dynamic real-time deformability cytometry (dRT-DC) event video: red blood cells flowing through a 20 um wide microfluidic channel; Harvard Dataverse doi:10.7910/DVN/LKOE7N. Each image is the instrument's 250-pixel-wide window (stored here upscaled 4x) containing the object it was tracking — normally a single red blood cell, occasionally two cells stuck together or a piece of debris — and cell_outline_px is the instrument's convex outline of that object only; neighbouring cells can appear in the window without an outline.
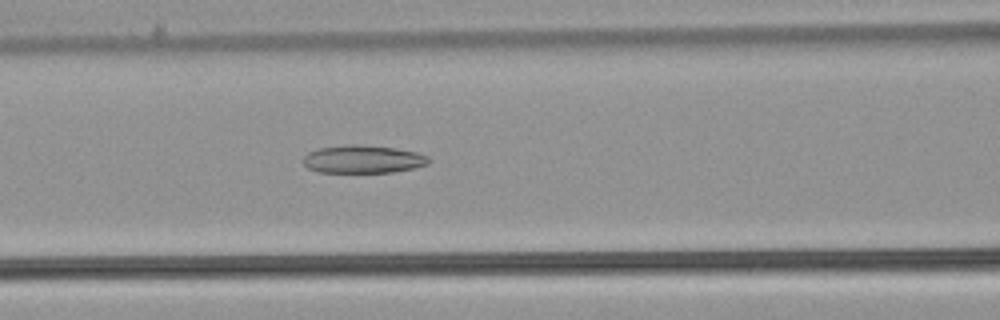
{"species": "common noctule bat (a hibernating species)", "species_latin": "Nyctalus noctula", "temperature_condition": "warm", "stored_images_in_passage": 53, "camera_frame_rate_fps": 3000, "um_per_image_px": 0.085, "animal": {"sex": "male", "body_mass_g": 21.5, "forearm_length_mm": 52.0}, "frame": {"image": 1, "passage_image": 23, "time_ms": 7.333, "image_size_px": [1000, 320], "cell_outline_px": [[432, 160], [428, 164], [412, 168], [392, 172], [320, 172], [308, 168], [304, 164], [304, 156], [308, 152], [320, 148], [352, 144], [356, 144], [396, 148], [416, 152], [428, 156]], "centroid_in_image_um": [30.88, 13.53], "position_along_channel_um": 135.7, "area_um2": 20.29}}
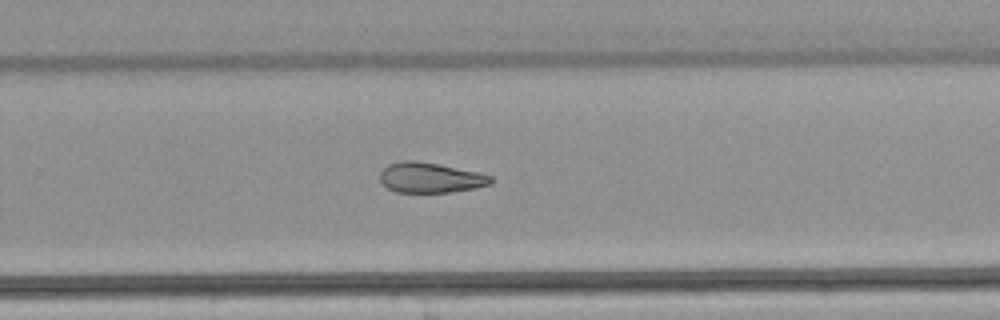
{"frame": {"image": 2, "passage_image": 35, "time_ms": 11.333, "image_size_px": [1000, 320], "cell_outline_px": [[492, 184], [476, 188], [452, 192], [396, 192], [388, 188], [380, 180], [380, 172], [388, 164], [400, 160], [416, 160], [480, 172], [492, 176]], "centroid_in_image_um": [36.6, 15.09], "position_along_channel_um": 293.2, "area_um2": 19.65}}
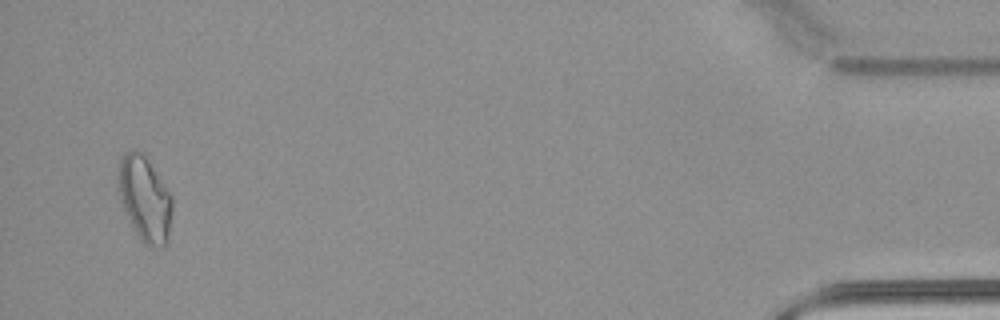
{"frame": {"image": 3, "passage_image": 51, "time_ms": 16.667, "image_size_px": [1000, 320], "cell_outline_px": [[172, 212], [168, 240], [160, 248], [152, 248], [144, 244], [140, 240], [132, 228], [120, 200], [116, 188], [120, 156], [124, 152], [136, 148], [144, 152], [172, 196]], "centroid_in_image_um": [12.28, 16.87], "position_along_channel_um": 422.9, "area_um2": 27.57}, "authors_computed_cell_mechanics": {"area_um2": 23.6402, "velocity_mm_per_s": 3.9479, "shape_relaxation_time_tau1_ms": null, "shape_relaxation_time_tau2_ms": 9.2139, "deformation_change_tau1": null, "deformation_change_tau2": 0.2021}}